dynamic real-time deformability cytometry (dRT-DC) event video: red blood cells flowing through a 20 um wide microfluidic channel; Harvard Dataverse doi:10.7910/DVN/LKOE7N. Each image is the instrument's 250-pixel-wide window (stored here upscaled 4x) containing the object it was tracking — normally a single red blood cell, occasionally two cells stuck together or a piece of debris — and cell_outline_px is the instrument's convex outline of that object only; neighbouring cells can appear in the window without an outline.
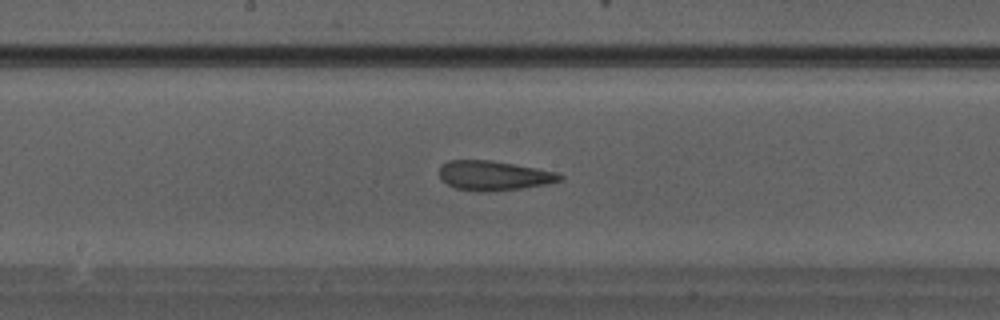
{"species": "Egyptian fruit bat (a non-hibernating species)", "species_latin": "Rousettus aegyptiacus", "temperature_condition": "warm", "stored_images_in_passage": 28, "camera_frame_rate_fps": 3000, "um_per_image_px": 0.085, "animal": {"sex": "male"}, "frame": {"image": 1, "passage_image": 13, "time_ms": 4.0, "image_size_px": [1000, 320], "cell_outline_px": [[564, 176], [560, 180], [548, 184], [520, 188], [484, 192], [456, 188], [440, 180], [440, 168], [448, 160], [492, 160], [560, 172]], "centroid_in_image_um": [42.0, 14.91], "position_along_channel_um": 206.2, "area_um2": 20.75}}